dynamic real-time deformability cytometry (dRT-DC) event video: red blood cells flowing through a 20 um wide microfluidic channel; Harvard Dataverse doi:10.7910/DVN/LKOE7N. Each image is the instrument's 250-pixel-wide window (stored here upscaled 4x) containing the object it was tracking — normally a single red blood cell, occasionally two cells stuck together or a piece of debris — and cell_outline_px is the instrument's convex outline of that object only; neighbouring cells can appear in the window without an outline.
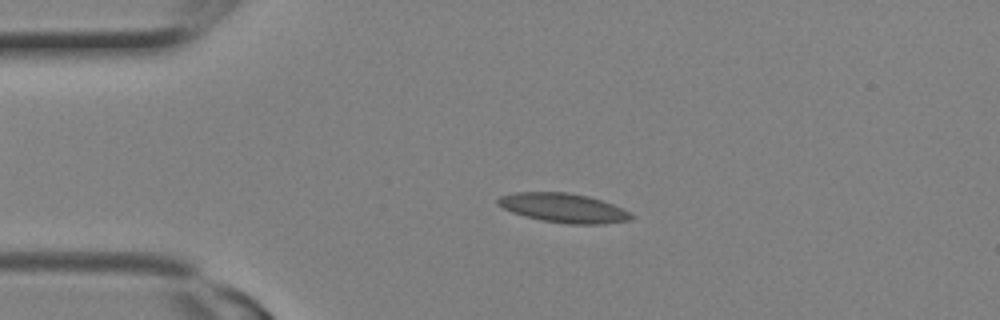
{"species": "Egyptian fruit bat (a non-hibernating species)", "species_latin": "Rousettus aegyptiacus", "temperature_condition": "room temperature", "stored_images_in_passage": 24, "camera_frame_rate_fps": 3000, "um_per_image_px": 0.085, "animal": {"sex": "female"}, "frame": {"image": 1, "passage_image": 5, "time_ms": 1.333, "image_size_px": [1000, 320], "cell_outline_px": [[632, 220], [604, 224], [568, 224], [540, 220], [524, 216], [512, 212], [496, 204], [496, 200], [500, 196], [516, 192], [568, 192], [588, 196], [612, 204], [628, 212], [632, 216]], "centroid_in_image_um": [47.86, 17.68], "position_along_channel_um": 37.1, "area_um2": 22.66}}
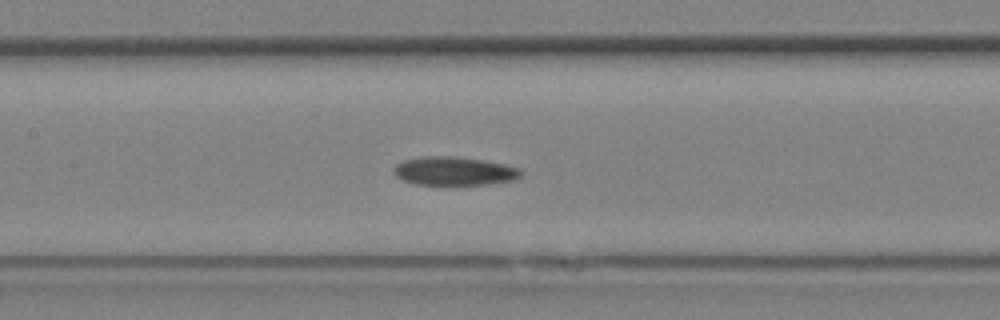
{"frame": {"image": 2, "passage_image": 11, "time_ms": 3.333, "image_size_px": [1000, 320], "cell_outline_px": [[520, 176], [516, 180], [488, 184], [416, 184], [400, 180], [392, 172], [392, 168], [396, 164], [404, 160], [424, 156], [452, 156], [484, 160], [504, 164], [520, 168]], "centroid_in_image_um": [38.57, 14.54], "position_along_channel_um": 168.8, "area_um2": 21.21}}
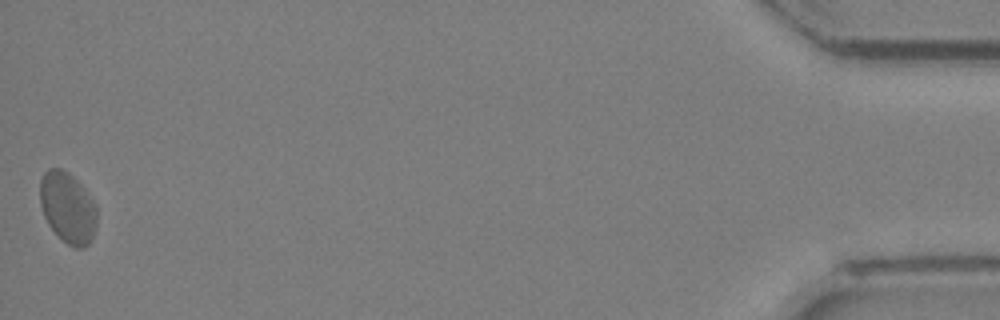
{"frame": {"image": 3, "passage_image": 24, "time_ms": 7.667, "image_size_px": [1000, 320], "cell_outline_px": [[96, 228], [88, 244], [84, 248], [76, 248], [68, 244], [48, 224], [44, 216], [40, 204], [40, 180], [44, 172], [48, 168], [60, 168], [68, 172], [84, 188], [96, 204]], "centroid_in_image_um": [5.75, 17.63], "position_along_channel_um": 429.4, "area_um2": 23.35}}